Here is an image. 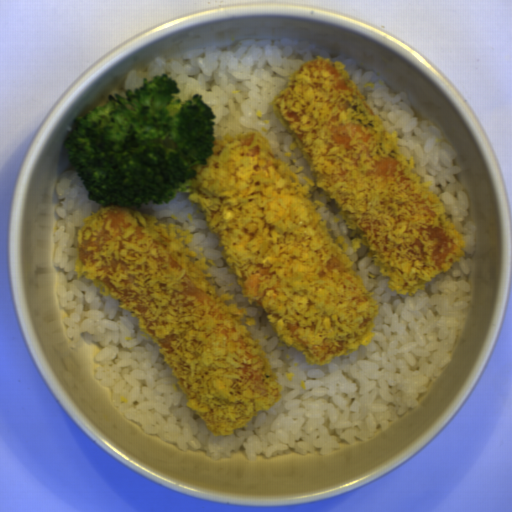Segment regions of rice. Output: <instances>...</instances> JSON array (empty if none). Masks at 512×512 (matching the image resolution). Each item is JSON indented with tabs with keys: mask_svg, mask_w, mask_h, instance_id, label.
<instances>
[{
	"mask_svg": "<svg viewBox=\"0 0 512 512\" xmlns=\"http://www.w3.org/2000/svg\"><path fill=\"white\" fill-rule=\"evenodd\" d=\"M316 56L343 62L370 109L383 119L388 131H396L403 156L406 160L413 157L412 171L421 182H430V190L443 201L449 221L464 242V255L415 295L392 290L370 262L368 248L352 247L351 229L339 209L322 193H313V200L325 206L317 210L327 220L329 235L346 241L353 269L378 306L373 320L376 327L367 345L333 356L326 366H316L285 346L261 307L243 298L224 259L219 236L210 231L205 213L188 198L187 191L175 192L169 202L152 200L125 207L188 232L191 240L185 248L202 249L213 284L232 294L237 307L254 321L248 332L259 339L282 392L267 412L257 414L232 435L215 436L209 431L188 407V397L180 394L160 349L139 330L136 319L114 297L77 278L78 229L87 215L102 206L87 196L74 167L54 188L63 204L55 206L61 220L54 232L58 245L53 261L55 268L63 270L57 279L59 304L72 310L65 320L70 342L76 349L83 345V333H91L101 346L94 357L100 367L93 369V375L109 387L115 407L128 419L140 421L144 431L177 444L184 452L186 447L205 450L210 459L217 460L242 447L255 461L258 453L267 458L290 453L303 456L320 449L321 454L330 455L342 441L355 444L356 438H373L378 426L386 429L389 421L417 407L419 395L442 376L468 317L472 285L467 275L477 225L462 223L471 200L454 175L461 171L455 165V148L439 129L415 115L403 90L391 91L376 72L363 71L353 61L332 56L314 43L249 38L229 47L209 45L181 51L170 59L156 57L142 69H129L124 82L111 90L100 107L109 95L125 96L127 90L143 86L144 79L166 74L180 88L173 98L202 95L215 116V140L228 132L263 133L279 159L290 168L303 167L298 173L302 185L306 179L313 181L310 166L292 148L293 139L280 124L273 102L287 85L289 74Z\"/></svg>",
	"mask_w": 512,
	"mask_h": 512,
	"instance_id": "rice-1",
	"label": "rice"
}]
</instances>
